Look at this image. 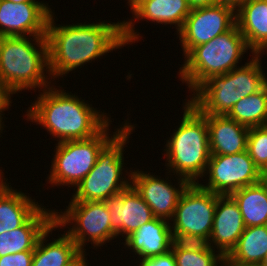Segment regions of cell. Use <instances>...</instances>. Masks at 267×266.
I'll use <instances>...</instances> for the list:
<instances>
[{
	"label": "cell",
	"mask_w": 267,
	"mask_h": 266,
	"mask_svg": "<svg viewBox=\"0 0 267 266\" xmlns=\"http://www.w3.org/2000/svg\"><path fill=\"white\" fill-rule=\"evenodd\" d=\"M52 13L48 19L46 39L49 70L53 77L92 61L105 53L138 39L130 22L73 24L54 26Z\"/></svg>",
	"instance_id": "obj_1"
},
{
	"label": "cell",
	"mask_w": 267,
	"mask_h": 266,
	"mask_svg": "<svg viewBox=\"0 0 267 266\" xmlns=\"http://www.w3.org/2000/svg\"><path fill=\"white\" fill-rule=\"evenodd\" d=\"M47 89H43L44 93L31 105L27 117L42 124L52 136L59 138V143L89 139L109 123L108 117L99 114L77 96L50 86Z\"/></svg>",
	"instance_id": "obj_2"
},
{
	"label": "cell",
	"mask_w": 267,
	"mask_h": 266,
	"mask_svg": "<svg viewBox=\"0 0 267 266\" xmlns=\"http://www.w3.org/2000/svg\"><path fill=\"white\" fill-rule=\"evenodd\" d=\"M260 54L249 63L222 75H213L196 90L191 103L204 115H227L242 98L260 91L267 78L262 72Z\"/></svg>",
	"instance_id": "obj_3"
},
{
	"label": "cell",
	"mask_w": 267,
	"mask_h": 266,
	"mask_svg": "<svg viewBox=\"0 0 267 266\" xmlns=\"http://www.w3.org/2000/svg\"><path fill=\"white\" fill-rule=\"evenodd\" d=\"M179 128L166 146L168 165L190 184L204 176L210 160L207 115L202 114L191 102L184 105Z\"/></svg>",
	"instance_id": "obj_4"
},
{
	"label": "cell",
	"mask_w": 267,
	"mask_h": 266,
	"mask_svg": "<svg viewBox=\"0 0 267 266\" xmlns=\"http://www.w3.org/2000/svg\"><path fill=\"white\" fill-rule=\"evenodd\" d=\"M34 40L40 50L26 36L0 37V82L13 94L49 86L44 75V69L49 70L47 39L34 36Z\"/></svg>",
	"instance_id": "obj_5"
},
{
	"label": "cell",
	"mask_w": 267,
	"mask_h": 266,
	"mask_svg": "<svg viewBox=\"0 0 267 266\" xmlns=\"http://www.w3.org/2000/svg\"><path fill=\"white\" fill-rule=\"evenodd\" d=\"M247 49L245 39L235 24L227 32L194 47L185 56L180 77L189 85V89L195 91L210 76L233 70Z\"/></svg>",
	"instance_id": "obj_6"
},
{
	"label": "cell",
	"mask_w": 267,
	"mask_h": 266,
	"mask_svg": "<svg viewBox=\"0 0 267 266\" xmlns=\"http://www.w3.org/2000/svg\"><path fill=\"white\" fill-rule=\"evenodd\" d=\"M133 129L129 123L117 129V133L99 152L91 171L76 186L71 201H105L130 185L120 175L123 170V147Z\"/></svg>",
	"instance_id": "obj_7"
},
{
	"label": "cell",
	"mask_w": 267,
	"mask_h": 266,
	"mask_svg": "<svg viewBox=\"0 0 267 266\" xmlns=\"http://www.w3.org/2000/svg\"><path fill=\"white\" fill-rule=\"evenodd\" d=\"M108 126L109 123L89 139L58 142L49 183L76 187L91 171L102 148L113 138L107 136Z\"/></svg>",
	"instance_id": "obj_8"
},
{
	"label": "cell",
	"mask_w": 267,
	"mask_h": 266,
	"mask_svg": "<svg viewBox=\"0 0 267 266\" xmlns=\"http://www.w3.org/2000/svg\"><path fill=\"white\" fill-rule=\"evenodd\" d=\"M67 208L62 215L55 212L54 222L59 227L75 222L77 226H72L66 234L82 253H85L83 248L86 240L92 241L95 246H102L117 236L112 231L111 217L105 201H71Z\"/></svg>",
	"instance_id": "obj_9"
},
{
	"label": "cell",
	"mask_w": 267,
	"mask_h": 266,
	"mask_svg": "<svg viewBox=\"0 0 267 266\" xmlns=\"http://www.w3.org/2000/svg\"><path fill=\"white\" fill-rule=\"evenodd\" d=\"M207 169L210 174L208 185L197 184L217 195H231L243 187L259 183L264 177L247 150L232 155H211Z\"/></svg>",
	"instance_id": "obj_10"
},
{
	"label": "cell",
	"mask_w": 267,
	"mask_h": 266,
	"mask_svg": "<svg viewBox=\"0 0 267 266\" xmlns=\"http://www.w3.org/2000/svg\"><path fill=\"white\" fill-rule=\"evenodd\" d=\"M216 204L217 194L197 183L189 184L181 194L172 217V231L210 238Z\"/></svg>",
	"instance_id": "obj_11"
},
{
	"label": "cell",
	"mask_w": 267,
	"mask_h": 266,
	"mask_svg": "<svg viewBox=\"0 0 267 266\" xmlns=\"http://www.w3.org/2000/svg\"><path fill=\"white\" fill-rule=\"evenodd\" d=\"M234 13L233 8L219 4L191 8L183 28L178 32L184 55L230 30L236 24Z\"/></svg>",
	"instance_id": "obj_12"
},
{
	"label": "cell",
	"mask_w": 267,
	"mask_h": 266,
	"mask_svg": "<svg viewBox=\"0 0 267 266\" xmlns=\"http://www.w3.org/2000/svg\"><path fill=\"white\" fill-rule=\"evenodd\" d=\"M51 13V9L40 2L0 0V37L46 36Z\"/></svg>",
	"instance_id": "obj_13"
},
{
	"label": "cell",
	"mask_w": 267,
	"mask_h": 266,
	"mask_svg": "<svg viewBox=\"0 0 267 266\" xmlns=\"http://www.w3.org/2000/svg\"><path fill=\"white\" fill-rule=\"evenodd\" d=\"M105 203L110 213L112 231L117 236L122 233L126 234V238L140 226L155 218L151 208L132 184L120 193L106 199Z\"/></svg>",
	"instance_id": "obj_14"
},
{
	"label": "cell",
	"mask_w": 267,
	"mask_h": 266,
	"mask_svg": "<svg viewBox=\"0 0 267 266\" xmlns=\"http://www.w3.org/2000/svg\"><path fill=\"white\" fill-rule=\"evenodd\" d=\"M132 180V186L140 194L143 200L151 208L154 217L169 221L172 219L179 198L184 189L190 184L187 180L180 177V190L167 181L158 179L154 175L135 171L129 176Z\"/></svg>",
	"instance_id": "obj_15"
},
{
	"label": "cell",
	"mask_w": 267,
	"mask_h": 266,
	"mask_svg": "<svg viewBox=\"0 0 267 266\" xmlns=\"http://www.w3.org/2000/svg\"><path fill=\"white\" fill-rule=\"evenodd\" d=\"M245 230L238 204L230 195H217L215 215L209 238L219 253L227 256Z\"/></svg>",
	"instance_id": "obj_16"
},
{
	"label": "cell",
	"mask_w": 267,
	"mask_h": 266,
	"mask_svg": "<svg viewBox=\"0 0 267 266\" xmlns=\"http://www.w3.org/2000/svg\"><path fill=\"white\" fill-rule=\"evenodd\" d=\"M54 215L55 211L40 207L21 227L0 234V257L34 251L41 235L54 223Z\"/></svg>",
	"instance_id": "obj_17"
},
{
	"label": "cell",
	"mask_w": 267,
	"mask_h": 266,
	"mask_svg": "<svg viewBox=\"0 0 267 266\" xmlns=\"http://www.w3.org/2000/svg\"><path fill=\"white\" fill-rule=\"evenodd\" d=\"M211 155H232L247 147L248 127L227 115H207Z\"/></svg>",
	"instance_id": "obj_18"
},
{
	"label": "cell",
	"mask_w": 267,
	"mask_h": 266,
	"mask_svg": "<svg viewBox=\"0 0 267 266\" xmlns=\"http://www.w3.org/2000/svg\"><path fill=\"white\" fill-rule=\"evenodd\" d=\"M125 245L142 259L167 253L172 247V230L165 219L154 218L125 238Z\"/></svg>",
	"instance_id": "obj_19"
},
{
	"label": "cell",
	"mask_w": 267,
	"mask_h": 266,
	"mask_svg": "<svg viewBox=\"0 0 267 266\" xmlns=\"http://www.w3.org/2000/svg\"><path fill=\"white\" fill-rule=\"evenodd\" d=\"M236 11V24L248 48L253 55L264 52L267 48V0H246Z\"/></svg>",
	"instance_id": "obj_20"
},
{
	"label": "cell",
	"mask_w": 267,
	"mask_h": 266,
	"mask_svg": "<svg viewBox=\"0 0 267 266\" xmlns=\"http://www.w3.org/2000/svg\"><path fill=\"white\" fill-rule=\"evenodd\" d=\"M7 185L0 178V234L21 227L41 206Z\"/></svg>",
	"instance_id": "obj_21"
},
{
	"label": "cell",
	"mask_w": 267,
	"mask_h": 266,
	"mask_svg": "<svg viewBox=\"0 0 267 266\" xmlns=\"http://www.w3.org/2000/svg\"><path fill=\"white\" fill-rule=\"evenodd\" d=\"M53 228H58L55 222L39 238L34 249L32 266H68L82 253L67 234L44 245Z\"/></svg>",
	"instance_id": "obj_22"
},
{
	"label": "cell",
	"mask_w": 267,
	"mask_h": 266,
	"mask_svg": "<svg viewBox=\"0 0 267 266\" xmlns=\"http://www.w3.org/2000/svg\"><path fill=\"white\" fill-rule=\"evenodd\" d=\"M190 11L187 0H144L132 12L137 19L146 18L160 24H176L179 32Z\"/></svg>",
	"instance_id": "obj_23"
},
{
	"label": "cell",
	"mask_w": 267,
	"mask_h": 266,
	"mask_svg": "<svg viewBox=\"0 0 267 266\" xmlns=\"http://www.w3.org/2000/svg\"><path fill=\"white\" fill-rule=\"evenodd\" d=\"M230 196L239 206L245 227L267 225V183L264 180Z\"/></svg>",
	"instance_id": "obj_24"
},
{
	"label": "cell",
	"mask_w": 267,
	"mask_h": 266,
	"mask_svg": "<svg viewBox=\"0 0 267 266\" xmlns=\"http://www.w3.org/2000/svg\"><path fill=\"white\" fill-rule=\"evenodd\" d=\"M267 253V225L245 227L227 257L236 263L260 265Z\"/></svg>",
	"instance_id": "obj_25"
},
{
	"label": "cell",
	"mask_w": 267,
	"mask_h": 266,
	"mask_svg": "<svg viewBox=\"0 0 267 266\" xmlns=\"http://www.w3.org/2000/svg\"><path fill=\"white\" fill-rule=\"evenodd\" d=\"M227 116L248 128L267 125V84L239 100Z\"/></svg>",
	"instance_id": "obj_26"
},
{
	"label": "cell",
	"mask_w": 267,
	"mask_h": 266,
	"mask_svg": "<svg viewBox=\"0 0 267 266\" xmlns=\"http://www.w3.org/2000/svg\"><path fill=\"white\" fill-rule=\"evenodd\" d=\"M246 150L262 174H267V125L249 129Z\"/></svg>",
	"instance_id": "obj_27"
},
{
	"label": "cell",
	"mask_w": 267,
	"mask_h": 266,
	"mask_svg": "<svg viewBox=\"0 0 267 266\" xmlns=\"http://www.w3.org/2000/svg\"><path fill=\"white\" fill-rule=\"evenodd\" d=\"M213 248L201 252L183 250H172V252L176 266H217V261L222 262L224 256L221 253L215 254Z\"/></svg>",
	"instance_id": "obj_28"
},
{
	"label": "cell",
	"mask_w": 267,
	"mask_h": 266,
	"mask_svg": "<svg viewBox=\"0 0 267 266\" xmlns=\"http://www.w3.org/2000/svg\"><path fill=\"white\" fill-rule=\"evenodd\" d=\"M209 238L206 236L188 234L182 232H172V248L171 250L183 251H208L211 248Z\"/></svg>",
	"instance_id": "obj_29"
},
{
	"label": "cell",
	"mask_w": 267,
	"mask_h": 266,
	"mask_svg": "<svg viewBox=\"0 0 267 266\" xmlns=\"http://www.w3.org/2000/svg\"><path fill=\"white\" fill-rule=\"evenodd\" d=\"M34 251H22L0 257V266H32Z\"/></svg>",
	"instance_id": "obj_30"
},
{
	"label": "cell",
	"mask_w": 267,
	"mask_h": 266,
	"mask_svg": "<svg viewBox=\"0 0 267 266\" xmlns=\"http://www.w3.org/2000/svg\"><path fill=\"white\" fill-rule=\"evenodd\" d=\"M140 260L139 266H176L172 250H169L167 253L156 257Z\"/></svg>",
	"instance_id": "obj_31"
},
{
	"label": "cell",
	"mask_w": 267,
	"mask_h": 266,
	"mask_svg": "<svg viewBox=\"0 0 267 266\" xmlns=\"http://www.w3.org/2000/svg\"><path fill=\"white\" fill-rule=\"evenodd\" d=\"M10 94H13L4 84H2L0 82V112L2 113V111H4L6 108H9L8 106L10 105V103H12L10 101ZM0 113V130L2 127V117Z\"/></svg>",
	"instance_id": "obj_32"
},
{
	"label": "cell",
	"mask_w": 267,
	"mask_h": 266,
	"mask_svg": "<svg viewBox=\"0 0 267 266\" xmlns=\"http://www.w3.org/2000/svg\"><path fill=\"white\" fill-rule=\"evenodd\" d=\"M215 4L226 5L237 10L246 0H214ZM237 8V9H236Z\"/></svg>",
	"instance_id": "obj_33"
},
{
	"label": "cell",
	"mask_w": 267,
	"mask_h": 266,
	"mask_svg": "<svg viewBox=\"0 0 267 266\" xmlns=\"http://www.w3.org/2000/svg\"><path fill=\"white\" fill-rule=\"evenodd\" d=\"M191 8L211 6L215 4L214 0H187Z\"/></svg>",
	"instance_id": "obj_34"
},
{
	"label": "cell",
	"mask_w": 267,
	"mask_h": 266,
	"mask_svg": "<svg viewBox=\"0 0 267 266\" xmlns=\"http://www.w3.org/2000/svg\"><path fill=\"white\" fill-rule=\"evenodd\" d=\"M223 263V264H222ZM221 266H260V265H250V264H241L231 261L227 256H224Z\"/></svg>",
	"instance_id": "obj_35"
},
{
	"label": "cell",
	"mask_w": 267,
	"mask_h": 266,
	"mask_svg": "<svg viewBox=\"0 0 267 266\" xmlns=\"http://www.w3.org/2000/svg\"><path fill=\"white\" fill-rule=\"evenodd\" d=\"M84 252L81 253L70 265L68 266H87Z\"/></svg>",
	"instance_id": "obj_36"
},
{
	"label": "cell",
	"mask_w": 267,
	"mask_h": 266,
	"mask_svg": "<svg viewBox=\"0 0 267 266\" xmlns=\"http://www.w3.org/2000/svg\"><path fill=\"white\" fill-rule=\"evenodd\" d=\"M144 0H128L131 10L133 11L138 5H140Z\"/></svg>",
	"instance_id": "obj_37"
},
{
	"label": "cell",
	"mask_w": 267,
	"mask_h": 266,
	"mask_svg": "<svg viewBox=\"0 0 267 266\" xmlns=\"http://www.w3.org/2000/svg\"><path fill=\"white\" fill-rule=\"evenodd\" d=\"M8 1H11L13 3L38 2V1H35V0H8Z\"/></svg>",
	"instance_id": "obj_38"
},
{
	"label": "cell",
	"mask_w": 267,
	"mask_h": 266,
	"mask_svg": "<svg viewBox=\"0 0 267 266\" xmlns=\"http://www.w3.org/2000/svg\"><path fill=\"white\" fill-rule=\"evenodd\" d=\"M260 266H267V253H266L262 263L260 264Z\"/></svg>",
	"instance_id": "obj_39"
},
{
	"label": "cell",
	"mask_w": 267,
	"mask_h": 266,
	"mask_svg": "<svg viewBox=\"0 0 267 266\" xmlns=\"http://www.w3.org/2000/svg\"><path fill=\"white\" fill-rule=\"evenodd\" d=\"M263 180L267 183V174L264 175Z\"/></svg>",
	"instance_id": "obj_40"
}]
</instances>
